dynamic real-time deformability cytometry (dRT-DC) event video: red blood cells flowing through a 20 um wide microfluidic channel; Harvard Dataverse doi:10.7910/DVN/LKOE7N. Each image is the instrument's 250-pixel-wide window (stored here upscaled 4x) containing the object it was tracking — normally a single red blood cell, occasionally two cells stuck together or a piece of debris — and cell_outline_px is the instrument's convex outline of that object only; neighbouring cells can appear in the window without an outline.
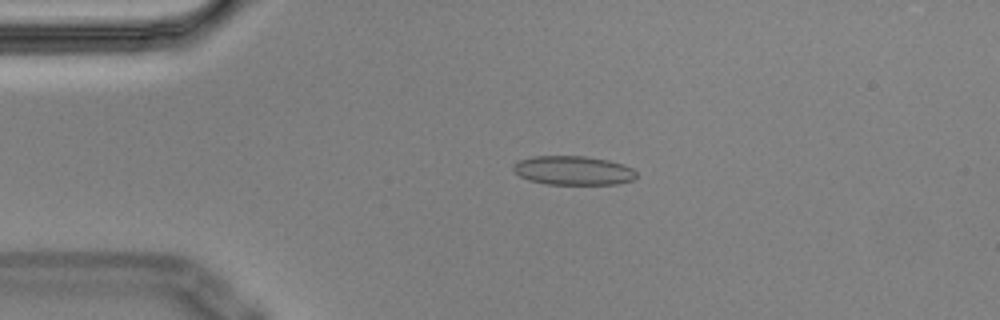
{"species": "Egyptian fruit bat (a non-hibernating species)", "species_latin": "Rousettus aegyptiacus", "temperature_condition": "cold", "stored_images_in_passage": 3, "camera_frame_rate_fps": 3000, "um_per_image_px": 0.085, "animal": {"sex": "male"}, "frame": {"image": 1, "passage_image": 2, "time_ms": 0.333, "image_size_px": [1000, 320], "cell_outline_px": [[636, 176], [632, 180], [616, 184], [548, 184], [528, 180], [520, 176], [512, 168], [512, 164], [516, 160], [532, 156], [584, 156], [608, 160], [624, 164], [632, 168], [636, 172]], "centroid_in_image_um": [48.69, 14.48], "position_along_channel_um": 36.3, "area_um2": 20.92}}